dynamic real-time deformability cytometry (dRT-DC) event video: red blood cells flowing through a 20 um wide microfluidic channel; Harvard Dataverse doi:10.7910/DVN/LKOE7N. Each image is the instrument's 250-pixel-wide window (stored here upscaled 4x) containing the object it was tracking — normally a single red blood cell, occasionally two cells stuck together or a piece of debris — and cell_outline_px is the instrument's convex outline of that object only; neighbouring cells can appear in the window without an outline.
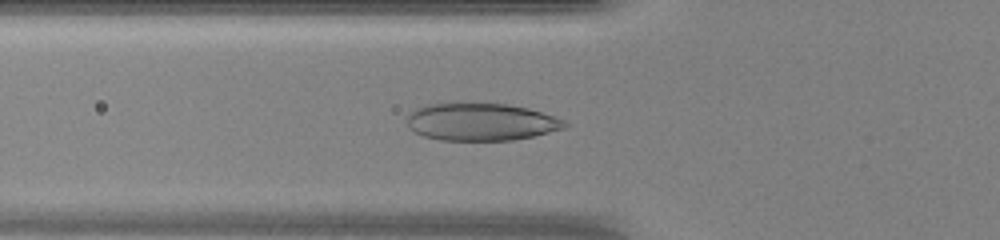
{"species": "human", "species_latin": "Homo sapiens", "temperature_condition": "warm", "stored_images_in_passage": 32, "camera_frame_rate_fps": 3000, "um_per_image_px": 0.085, "donor": {"sex": "female"}, "frame": {"image": 1, "passage_image": 2, "time_ms": 0.333, "image_size_px": [1000, 240], "cell_outline_px": [[572, 124], [564, 128], [532, 136], [512, 140], [440, 140], [424, 136], [416, 132], [408, 124], [408, 112], [416, 108], [428, 104], [508, 104], [528, 108], [564, 120]], "centroid_in_image_um": [40.9, 10.37], "position_along_channel_um": 84.9, "area_um2": 33.99}}
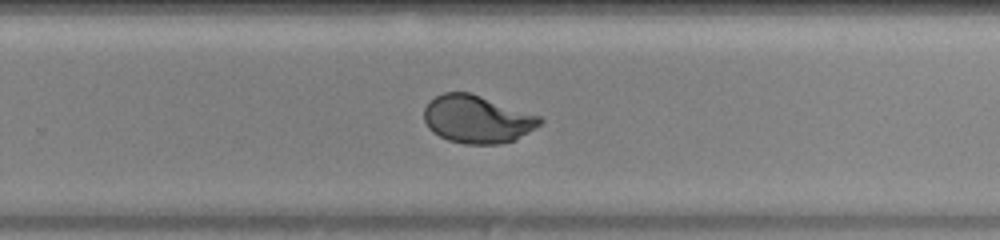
{"frame": {"image": 2, "passage_image": 16, "time_ms": 5.0, "image_size_px": [1000, 240], "cell_outline_px": [[544, 120], [540, 124], [516, 140], [500, 144], [464, 144], [448, 140], [432, 132], [428, 128], [424, 120], [424, 108], [436, 96], [444, 92], [468, 92], [540, 116]], "centroid_in_image_um": [40.54, 10.15], "position_along_channel_um": 289.3, "area_um2": 32.02}}
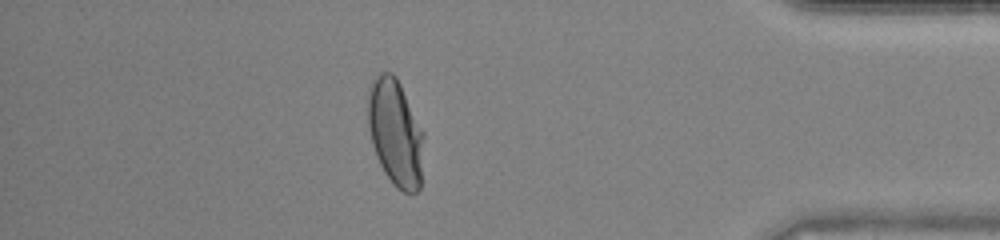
{"frame": {"image": 3, "passage_image": 26, "time_ms": 8.333, "image_size_px": [1000, 240], "cell_outline_px": [[424, 136], [420, 188], [416, 192], [404, 192], [396, 188], [392, 184], [384, 172], [376, 156], [372, 144], [368, 128], [368, 88], [372, 80], [380, 72], [392, 72], [396, 76], [424, 132]], "centroid_in_image_um": [33.6, 11.28], "position_along_channel_um": 401.6, "area_um2": 34.97}, "authors_computed_cell_mechanics": {"area_um2": 32.7726, "velocity_mm_per_s": 4.379, "shape_relaxation_time_tau1_ms": 3.6172, "shape_relaxation_time_tau2_ms": null, "deformation_change_tau1": 0.199, "deformation_change_tau2": null}}